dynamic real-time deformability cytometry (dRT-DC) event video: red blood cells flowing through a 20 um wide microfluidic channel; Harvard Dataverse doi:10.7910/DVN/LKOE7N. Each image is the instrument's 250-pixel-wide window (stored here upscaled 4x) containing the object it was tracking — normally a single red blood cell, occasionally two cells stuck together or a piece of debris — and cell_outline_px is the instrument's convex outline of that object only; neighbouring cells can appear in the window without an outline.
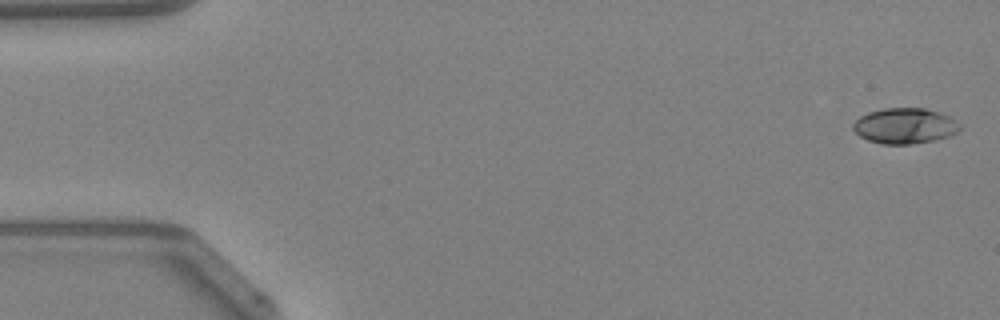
{"species": "Egyptian fruit bat (a non-hibernating species)", "species_latin": "Rousettus aegyptiacus", "temperature_condition": "warm", "stored_images_in_passage": 48, "camera_frame_rate_fps": 3000, "um_per_image_px": 0.085, "animal": {"sex": "female"}, "frame": {"image": 1, "passage_image": 1, "time_ms": 0.0, "image_size_px": [1000, 320], "cell_outline_px": [[960, 128], [956, 132], [948, 136], [932, 140], [912, 144], [884, 144], [868, 140], [860, 136], [852, 128], [852, 124], [860, 116], [868, 112], [884, 108], [924, 108], [948, 116], [960, 124]], "centroid_in_image_um": [76.86, 10.69], "position_along_channel_um": 8.1, "area_um2": 21.85}}
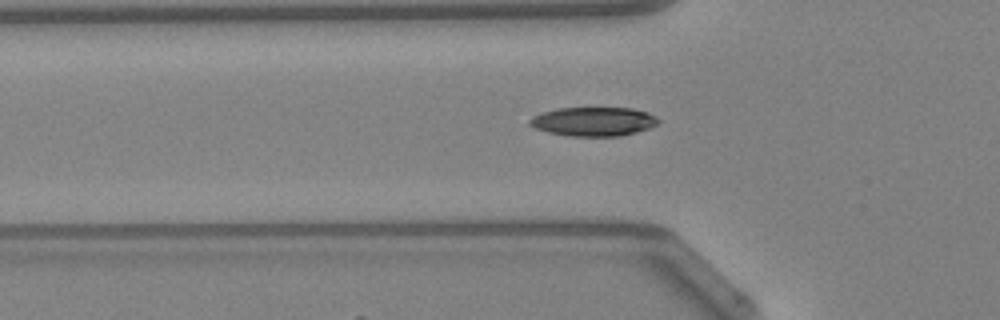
{"frame": {"image": 2, "passage_image": 16, "time_ms": 5.0, "image_size_px": [1000, 320], "cell_outline_px": [[660, 120], [656, 124], [648, 128], [636, 132], [620, 136], [568, 136], [548, 132], [536, 128], [528, 124], [528, 120], [532, 116], [540, 112], [556, 108], [632, 108], [648, 112], [656, 116]], "centroid_in_image_um": [50.42, 10.32], "position_along_channel_um": 75.4, "area_um2": 21.85}}